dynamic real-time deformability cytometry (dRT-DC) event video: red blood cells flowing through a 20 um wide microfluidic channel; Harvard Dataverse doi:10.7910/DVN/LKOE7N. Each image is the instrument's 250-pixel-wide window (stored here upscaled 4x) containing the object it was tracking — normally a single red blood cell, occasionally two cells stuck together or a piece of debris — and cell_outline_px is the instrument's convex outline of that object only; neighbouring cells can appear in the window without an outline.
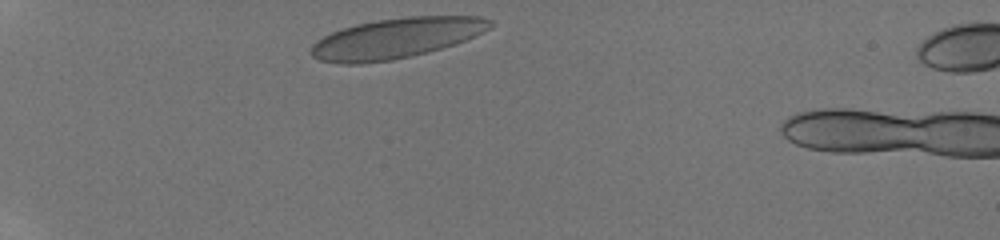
{"species": "human", "species_latin": "Homo sapiens", "temperature_condition": "room temperature", "stored_images_in_passage": 15, "camera_frame_rate_fps": 3000, "um_per_image_px": 0.085, "donor": {"sex": "male"}, "frame": {"image": 1, "passage_image": 1, "time_ms": 0.0, "image_size_px": [1000, 240], "cell_outline_px": [[496, 24], [484, 32], [476, 36], [456, 44], [428, 52], [412, 56], [392, 60], [360, 64], [340, 64], [320, 60], [312, 56], [312, 44], [316, 40], [332, 32], [356, 24], [376, 20], [408, 16], [480, 16], [492, 20]], "centroid_in_image_um": [33.72, 3.24], "position_along_channel_um": 51.3, "area_um2": 42.31}}
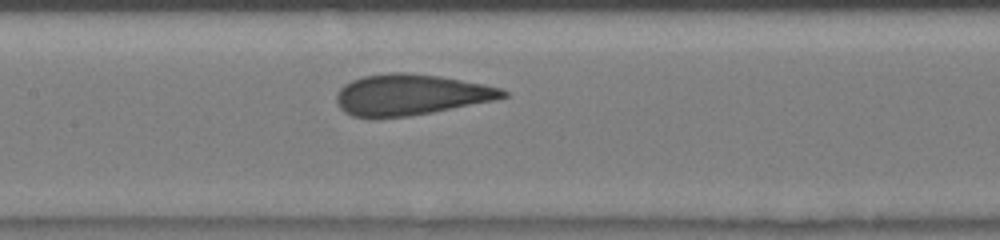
{"frame": {"image": 2, "passage_image": 8, "time_ms": 4.0, "image_size_px": [1000, 240], "cell_outline_px": [[508, 96], [492, 100], [432, 112], [408, 116], [376, 120], [352, 116], [344, 112], [336, 104], [336, 92], [344, 84], [352, 80], [364, 76], [388, 72], [408, 72], [440, 76], [484, 84], [504, 88], [508, 92]], "centroid_in_image_um": [34.84, 8.06], "position_along_channel_um": 172.6, "area_um2": 40.23}}
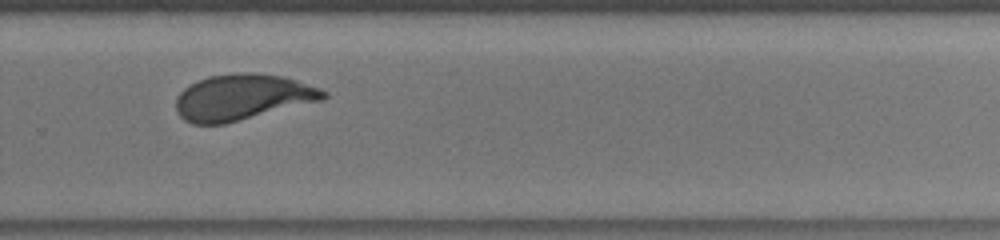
{"frame": {"image": 3, "passage_image": 14, "time_ms": 7.333, "image_size_px": [1000, 240], "cell_outline_px": [[328, 96], [324, 100], [224, 124], [192, 124], [184, 120], [176, 112], [176, 96], [188, 84], [208, 76], [236, 72], [252, 72], [284, 76], [320, 88], [328, 92]], "centroid_in_image_um": [20.6, 8.25], "position_along_channel_um": 309.2, "area_um2": 39.88}}